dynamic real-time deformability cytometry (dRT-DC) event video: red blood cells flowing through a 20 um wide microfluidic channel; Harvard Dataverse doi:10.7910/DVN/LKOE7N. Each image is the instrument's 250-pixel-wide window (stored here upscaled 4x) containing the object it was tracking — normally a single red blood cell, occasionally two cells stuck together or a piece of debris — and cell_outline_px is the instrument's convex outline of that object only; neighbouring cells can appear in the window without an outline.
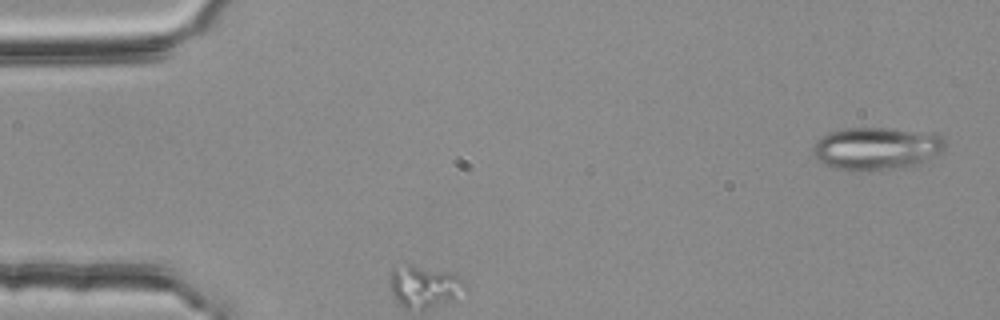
{"species": "common noctule bat (a hibernating species)", "species_latin": "Nyctalus noctula", "temperature_condition": "room temperature", "stored_images_in_passage": 33, "segment_of_instrument_passage": [1, 2], "camera_frame_rate_fps": 3000, "um_per_image_px": 0.085, "animal": {"sex": "female", "body_mass_g": 25.1}, "frame": {"image": 1, "passage_image": 2, "time_ms": 0.333, "image_size_px": [1000, 320], "cell_outline_px": [[948, 144], [940, 152], [924, 164], [904, 168], [860, 172], [856, 172], [832, 168], [824, 164], [812, 152], [812, 148], [816, 140], [832, 132], [848, 128], [888, 128], [940, 136]], "centroid_in_image_um": [74.49, 12.67], "position_along_channel_um": 10.5, "area_um2": 33.0}}